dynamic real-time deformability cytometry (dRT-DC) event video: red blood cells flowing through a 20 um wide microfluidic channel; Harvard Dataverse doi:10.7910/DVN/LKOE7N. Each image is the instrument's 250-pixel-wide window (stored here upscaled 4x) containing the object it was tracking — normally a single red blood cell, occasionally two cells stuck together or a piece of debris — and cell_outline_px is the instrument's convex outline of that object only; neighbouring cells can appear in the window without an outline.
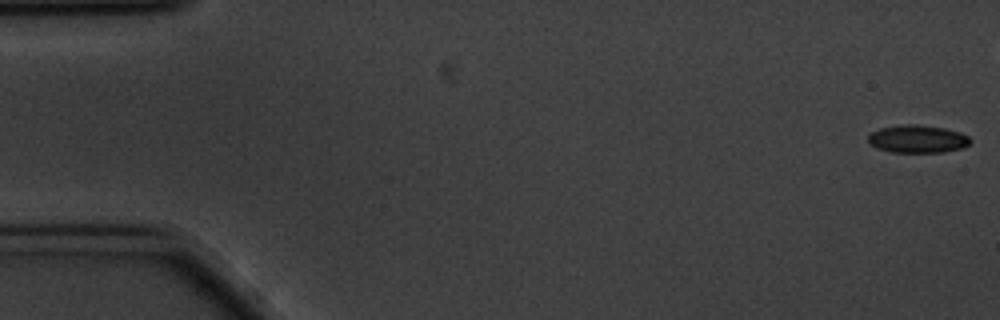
{"species": "common noctule bat (a hibernating species)", "species_latin": "Nyctalus noctula", "temperature_condition": "cold", "stored_images_in_passage": 18, "camera_frame_rate_fps": 3000, "um_per_image_px": 0.085, "animal": {"sex": "male", "body_mass_g": 20.1, "forearm_length_mm": 53.5}, "frame": {"image": 1, "passage_image": 1, "time_ms": 0.0, "image_size_px": [1000, 320], "cell_outline_px": [[972, 140], [964, 148], [944, 152], [892, 152], [876, 148], [868, 140], [868, 136], [872, 132], [880, 128], [900, 124], [916, 124], [944, 128], [960, 132], [968, 136]], "centroid_in_image_um": [78.01, 11.81], "position_along_channel_um": 7.0, "area_um2": 16.59}}